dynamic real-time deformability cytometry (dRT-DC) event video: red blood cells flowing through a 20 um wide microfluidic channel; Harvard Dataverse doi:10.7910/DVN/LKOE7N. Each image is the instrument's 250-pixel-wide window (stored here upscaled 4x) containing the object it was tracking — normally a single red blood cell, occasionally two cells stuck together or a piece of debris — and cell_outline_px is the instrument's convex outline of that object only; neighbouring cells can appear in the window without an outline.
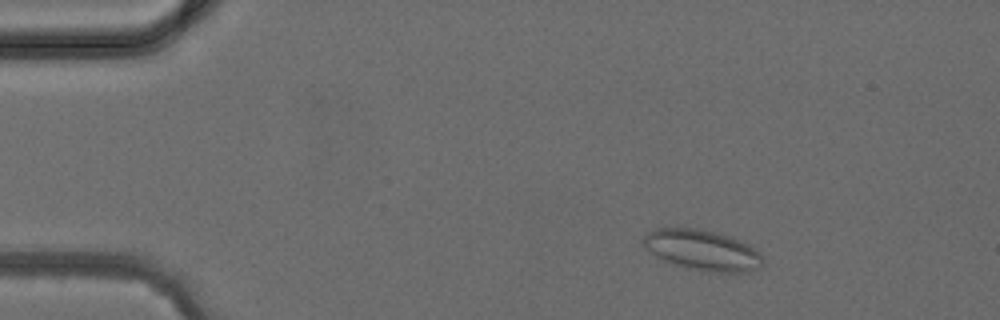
{"species": "common noctule bat (a hibernating species)", "species_latin": "Nyctalus noctula", "temperature_condition": "cold", "stored_images_in_passage": 5, "camera_frame_rate_fps": 3000, "um_per_image_px": 0.085, "animal": {"sex": "female", "body_mass_g": 24.6, "forearm_length_mm": 56.2}, "frame": {"image": 1, "passage_image": 2, "time_ms": 1.333, "image_size_px": [1000, 320], "cell_outline_px": [[764, 264], [760, 268], [748, 272], [704, 272], [676, 264], [656, 256], [644, 248], [644, 236], [648, 232], [656, 228], [700, 228], [716, 232], [728, 236], [748, 244], [764, 260]], "centroid_in_image_um": [59.7, 21.26], "position_along_channel_um": 25.3, "area_um2": 27.98}}